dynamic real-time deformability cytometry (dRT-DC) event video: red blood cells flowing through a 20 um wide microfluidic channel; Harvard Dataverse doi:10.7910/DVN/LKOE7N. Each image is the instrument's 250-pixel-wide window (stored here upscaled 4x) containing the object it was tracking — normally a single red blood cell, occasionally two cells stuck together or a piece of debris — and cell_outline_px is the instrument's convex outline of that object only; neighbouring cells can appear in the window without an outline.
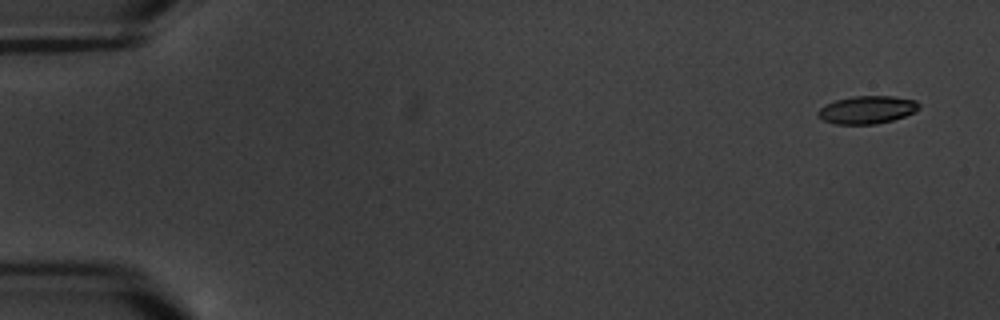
{"species": "common noctule bat (a hibernating species)", "species_latin": "Nyctalus noctula", "temperature_condition": "warm", "stored_images_in_passage": 5, "camera_frame_rate_fps": 3000, "um_per_image_px": 0.085, "animal": {"sex": "male", "body_mass_g": 20.1, "forearm_length_mm": 53.5}, "frame": {"image": 1, "passage_image": 1, "time_ms": 0.0, "image_size_px": [1000, 320], "cell_outline_px": [[920, 108], [916, 112], [892, 120], [876, 124], [836, 124], [824, 120], [816, 116], [816, 112], [820, 108], [836, 100], [852, 96], [892, 96], [916, 100], [920, 104]], "centroid_in_image_um": [73.72, 9.33], "position_along_channel_um": 11.3, "area_um2": 16.42}}
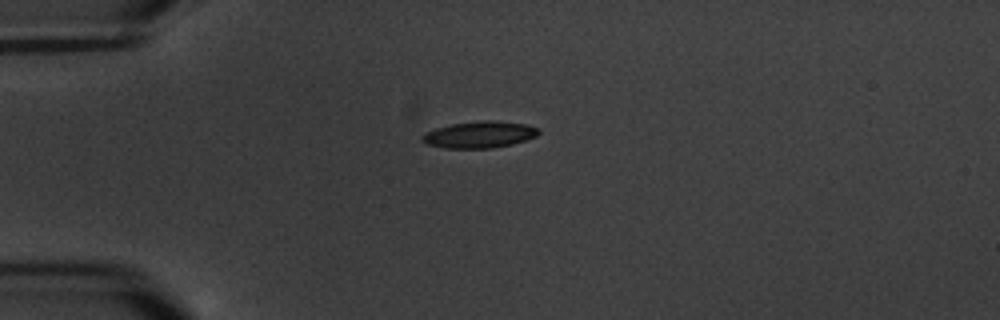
{"frame": {"image": 2, "passage_image": 4, "time_ms": 4.333, "image_size_px": [1000, 320], "cell_outline_px": [[540, 132], [536, 136], [512, 144], [492, 148], [444, 148], [428, 144], [420, 140], [420, 136], [424, 132], [436, 128], [452, 124], [484, 120], [492, 120], [524, 124], [536, 128]], "centroid_in_image_um": [40.7, 11.44], "position_along_channel_um": 44.3, "area_um2": 17.92}}